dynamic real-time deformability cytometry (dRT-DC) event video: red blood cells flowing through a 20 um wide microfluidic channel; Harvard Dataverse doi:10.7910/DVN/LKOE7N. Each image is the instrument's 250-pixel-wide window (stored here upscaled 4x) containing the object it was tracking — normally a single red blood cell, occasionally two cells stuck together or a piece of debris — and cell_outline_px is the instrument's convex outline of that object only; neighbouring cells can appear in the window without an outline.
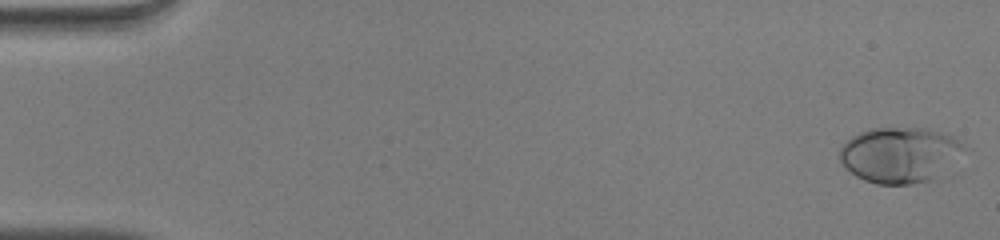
{"species": "human", "species_latin": "Homo sapiens", "temperature_condition": "warm", "stored_images_in_passage": 51, "camera_frame_rate_fps": 3000, "um_per_image_px": 0.085, "donor": {"sex": "male"}, "frame": {"image": 1, "passage_image": 1, "time_ms": 0.0, "image_size_px": [1000, 240], "cell_outline_px": [[972, 148], [932, 180], [908, 184], [876, 184], [864, 180], [856, 176], [836, 156], [840, 148], [852, 136], [860, 132], [872, 128], [924, 128], [940, 132], [952, 136]], "centroid_in_image_um": [76.53, 13.15], "position_along_channel_um": 8.5, "area_um2": 40.58}}
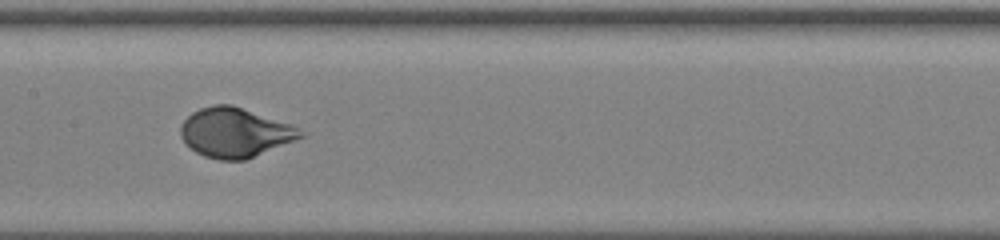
{"frame": {"image": 2, "passage_image": 26, "time_ms": 8.333, "image_size_px": [1000, 240], "cell_outline_px": [[304, 136], [244, 160], [220, 160], [204, 156], [196, 152], [184, 144], [180, 136], [180, 124], [192, 112], [200, 108], [212, 104], [232, 104], [292, 124], [300, 128], [304, 132]], "centroid_in_image_um": [19.94, 11.25], "position_along_channel_um": 187.5, "area_um2": 34.68}}
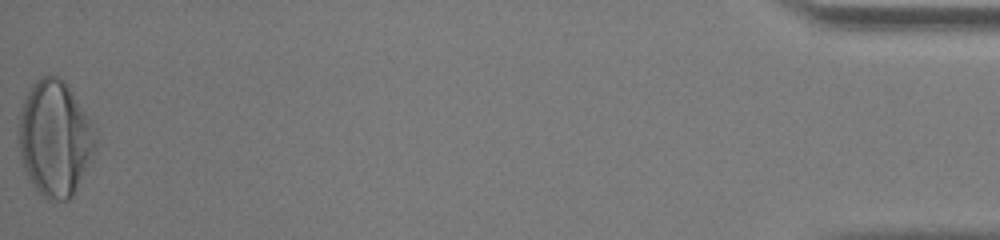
{"frame": {"image": 3, "passage_image": 51, "time_ms": 16.667, "image_size_px": [1000, 240], "cell_outline_px": [[96, 140], [92, 160], [72, 196], [68, 200], [48, 200], [36, 188], [28, 176], [20, 160], [16, 140], [20, 112], [24, 100], [32, 84], [40, 76], [60, 76], [68, 84], [92, 120], [96, 136]], "centroid_in_image_um": [4.66, 11.73], "position_along_channel_um": 430.5, "area_um2": 52.42}, "authors_computed_cell_mechanics": {"area_um2": 35.7782, "velocity_mm_per_s": 4.0664, "shape_relaxation_time_tau1_ms": 2.9561, "shape_relaxation_time_tau2_ms": null, "deformation_change_tau1": 0.2169, "deformation_change_tau2": null}}